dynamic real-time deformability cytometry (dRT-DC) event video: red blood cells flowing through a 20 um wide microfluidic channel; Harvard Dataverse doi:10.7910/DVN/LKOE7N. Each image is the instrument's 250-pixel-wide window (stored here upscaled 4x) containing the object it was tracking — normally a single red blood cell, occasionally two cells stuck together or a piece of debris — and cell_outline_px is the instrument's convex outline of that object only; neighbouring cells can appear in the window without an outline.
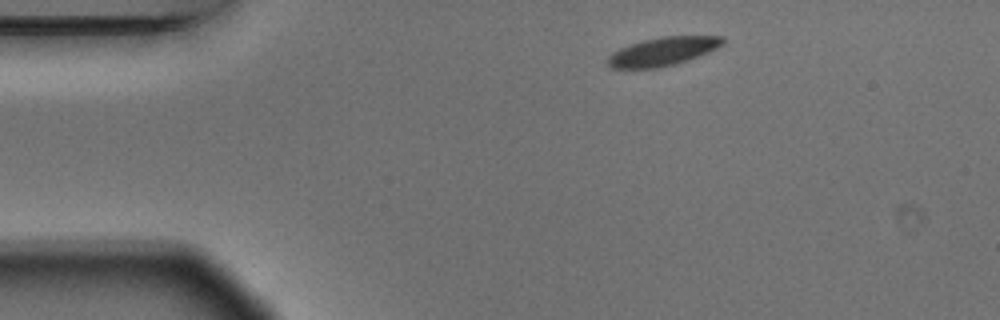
{"species": "Egyptian fruit bat (a non-hibernating species)", "species_latin": "Rousettus aegyptiacus", "temperature_condition": "warm", "stored_images_in_passage": 2, "camera_frame_rate_fps": 3000, "um_per_image_px": 0.085, "animal": {"sex": "male"}, "frame": {"image": 1, "passage_image": 1, "time_ms": 0.0, "image_size_px": [1000, 320], "cell_outline_px": [[724, 44], [708, 52], [688, 60], [656, 68], [612, 68], [608, 64], [608, 56], [612, 52], [620, 48], [640, 40], [660, 36], [724, 36]], "centroid_in_image_um": [56.33, 4.35], "position_along_channel_um": 28.7, "area_um2": 19.02}}